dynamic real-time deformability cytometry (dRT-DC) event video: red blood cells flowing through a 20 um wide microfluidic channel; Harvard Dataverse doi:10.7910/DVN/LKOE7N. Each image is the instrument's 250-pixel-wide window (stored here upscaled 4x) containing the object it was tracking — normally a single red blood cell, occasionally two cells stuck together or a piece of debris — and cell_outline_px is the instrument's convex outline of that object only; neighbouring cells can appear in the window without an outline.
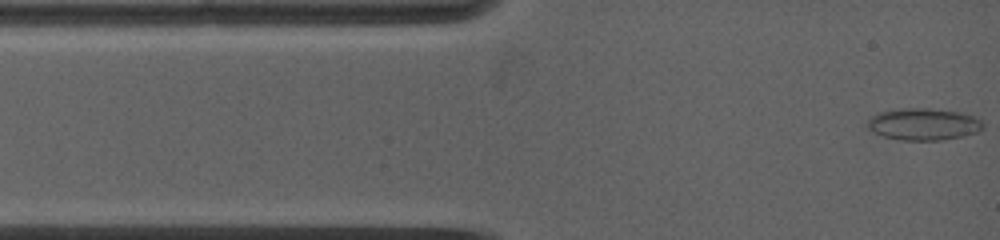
{"species": "common noctule bat (a hibernating species)", "species_latin": "Nyctalus noctula", "temperature_condition": "warm", "stored_images_in_passage": 73, "camera_frame_rate_fps": 5000, "um_per_image_px": 0.085, "animal": {"sex": "female", "body_mass_g": 19.0, "forearm_length_mm": 53.3}, "frame": {"image": 1, "passage_image": 1, "time_ms": 0.0, "image_size_px": [1000, 240], "cell_outline_px": [[984, 128], [976, 132], [960, 136], [940, 140], [900, 140], [884, 136], [872, 132], [868, 128], [868, 120], [872, 116], [880, 112], [900, 108], [928, 108], [960, 112], [972, 116], [980, 120], [984, 124]], "centroid_in_image_um": [78.48, 10.55], "position_along_channel_um": 6.5, "area_um2": 21.33}}
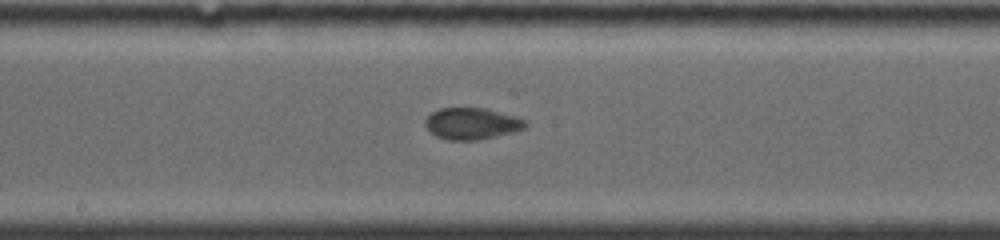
{"frame": {"image": 2, "passage_image": 32, "time_ms": 6.4, "image_size_px": [1000, 240], "cell_outline_px": [[528, 124], [524, 128], [512, 132], [480, 140], [448, 140], [436, 136], [424, 124], [424, 120], [432, 112], [440, 108], [484, 108], [516, 116], [528, 120]], "centroid_in_image_um": [40.12, 10.5], "position_along_channel_um": 208.1, "area_um2": 18.44}}
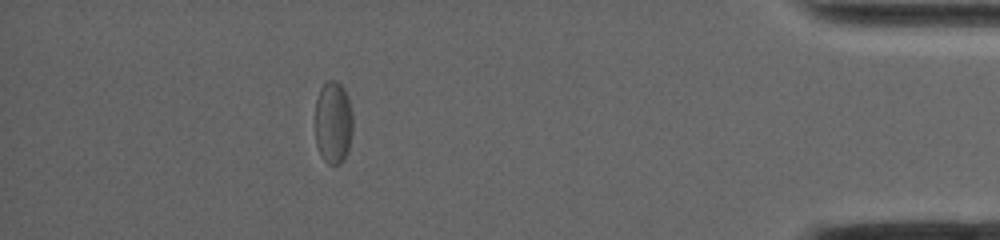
{"frame": {"image": 3, "passage_image": 64, "time_ms": 13.0, "image_size_px": [1000, 240], "cell_outline_px": [[352, 132], [348, 148], [344, 160], [340, 164], [328, 164], [320, 156], [316, 144], [316, 100], [320, 88], [328, 80], [336, 80], [344, 88], [348, 96], [352, 112]], "centroid_in_image_um": [28.32, 10.41], "position_along_channel_um": 406.9, "area_um2": 18.26}, "authors_computed_cell_mechanics": {"area_um2": 18.496, "velocity_mm_per_s": 3.902, "shape_relaxation_time_tau1_ms": 2.4017, "shape_relaxation_time_tau2_ms": 1.2462, "deformation_change_tau1": 0.0992, "deformation_change_tau2": 0.0636}}